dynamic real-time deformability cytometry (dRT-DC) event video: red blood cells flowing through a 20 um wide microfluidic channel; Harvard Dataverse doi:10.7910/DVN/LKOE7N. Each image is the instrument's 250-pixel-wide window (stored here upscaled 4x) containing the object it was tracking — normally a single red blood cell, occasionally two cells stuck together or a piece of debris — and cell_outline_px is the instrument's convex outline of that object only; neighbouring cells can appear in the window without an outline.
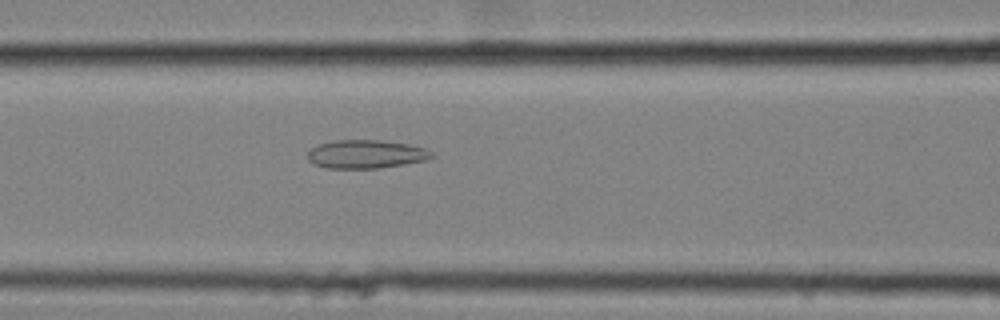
{"species": "common noctule bat (a hibernating species)", "species_latin": "Nyctalus noctula", "temperature_condition": "cold", "stored_images_in_passage": 58, "camera_frame_rate_fps": 3000, "um_per_image_px": 0.085, "animal": {"sex": "female", "body_mass_g": 25.1}, "frame": {"image": 1, "passage_image": 26, "time_ms": 8.333, "image_size_px": [1000, 320], "cell_outline_px": [[432, 156], [424, 160], [404, 164], [376, 168], [328, 168], [312, 164], [308, 160], [308, 152], [312, 148], [320, 144], [332, 140], [380, 140], [408, 144], [424, 148], [432, 152]], "centroid_in_image_um": [31.06, 13.1], "position_along_channel_um": 135.5, "area_um2": 20.35}}
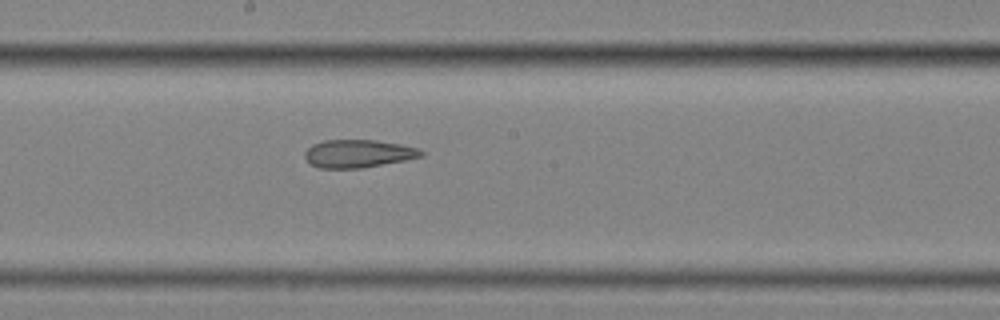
{"frame": {"image": 2, "passage_image": 33, "time_ms": 10.667, "image_size_px": [1000, 320], "cell_outline_px": [[424, 156], [404, 160], [360, 168], [320, 168], [312, 164], [304, 156], [304, 152], [312, 144], [324, 140], [376, 140], [400, 144], [420, 148], [424, 152]], "centroid_in_image_um": [30.46, 13.04], "position_along_channel_um": 217.7, "area_um2": 18.84}}
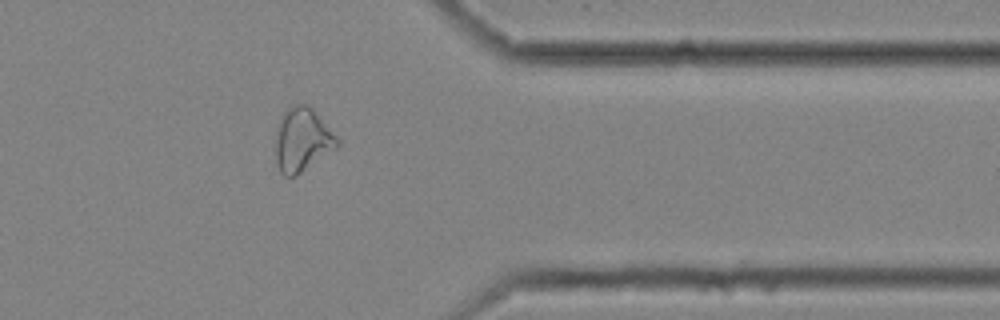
{"frame": {"image": 3, "passage_image": 48, "time_ms": 15.667, "image_size_px": [1000, 320], "cell_outline_px": [[340, 144], [336, 148], [296, 176], [284, 176], [280, 172], [276, 160], [276, 132], [280, 120], [284, 112], [292, 104], [308, 104], [316, 112], [340, 140]], "centroid_in_image_um": [25.7, 11.88], "position_along_channel_um": 385.7, "area_um2": 22.77}, "authors_computed_cell_mechanics": {"area_um2": 24.3627, "velocity_mm_per_s": 3.5316, "shape_relaxation_time_tau1_ms": null, "shape_relaxation_time_tau2_ms": 3.4652, "deformation_change_tau1": null, "deformation_change_tau2": 0.1218}}